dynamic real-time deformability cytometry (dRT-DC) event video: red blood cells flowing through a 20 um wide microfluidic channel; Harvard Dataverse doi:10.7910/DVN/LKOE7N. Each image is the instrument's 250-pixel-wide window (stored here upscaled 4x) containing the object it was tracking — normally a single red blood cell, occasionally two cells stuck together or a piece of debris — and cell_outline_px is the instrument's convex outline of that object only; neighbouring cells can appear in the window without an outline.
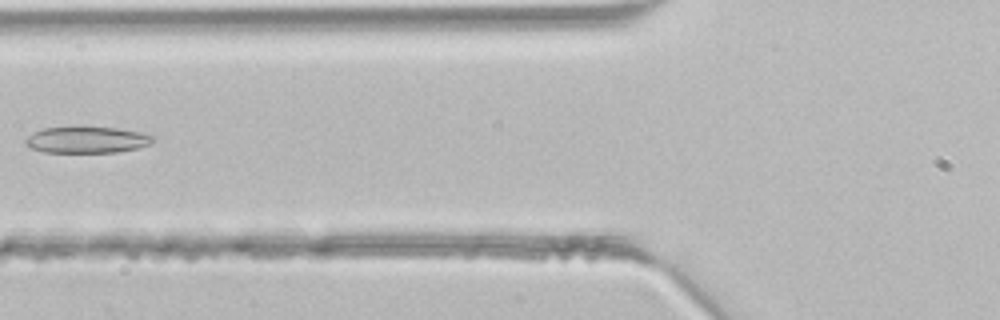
{"species": "common noctule bat (a hibernating species)", "species_latin": "Nyctalus noctula", "temperature_condition": "room temperature", "stored_images_in_passage": 3, "camera_frame_rate_fps": 3000, "um_per_image_px": 0.085, "animal": {"sex": "male", "body_mass_g": 21.5, "forearm_length_mm": 52.0}, "frame": {"image": 1, "passage_image": 3, "time_ms": 0.667, "image_size_px": [1000, 320], "cell_outline_px": [[152, 144], [136, 148], [116, 152], [44, 152], [32, 148], [24, 144], [24, 140], [32, 132], [44, 128], [116, 128], [140, 132], [152, 136]], "centroid_in_image_um": [7.35, 11.9], "position_along_channel_um": 118.5, "area_um2": 19.19}}